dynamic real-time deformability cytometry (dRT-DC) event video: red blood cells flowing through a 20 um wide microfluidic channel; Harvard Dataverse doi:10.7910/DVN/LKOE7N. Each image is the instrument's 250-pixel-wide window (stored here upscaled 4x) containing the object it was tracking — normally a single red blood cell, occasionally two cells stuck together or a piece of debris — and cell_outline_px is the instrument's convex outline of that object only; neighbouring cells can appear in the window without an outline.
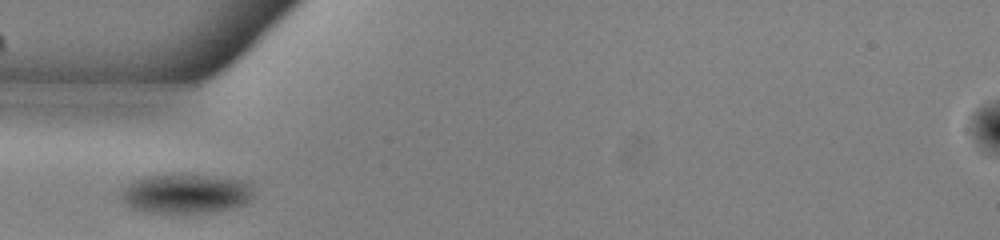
{"species": "common noctule bat (a hibernating species)", "species_latin": "Nyctalus noctula", "temperature_condition": "warm", "stored_images_in_passage": 37, "camera_frame_rate_fps": 3000, "um_per_image_px": 0.085, "animal": {"sex": "male", "body_mass_g": 13.0, "forearm_length_mm": 53.1}, "frame": {"image": 1, "passage_image": 1, "time_ms": 0.0, "image_size_px": [1000, 240], "cell_outline_px": [[256, 196], [252, 200], [232, 208], [204, 212], [144, 212], [128, 208], [120, 196], [124, 188], [128, 184], [144, 176], [212, 176], [244, 180], [252, 184]], "centroid_in_image_um": [15.84, 16.47], "position_along_channel_um": 69.2, "area_um2": 30.17}}
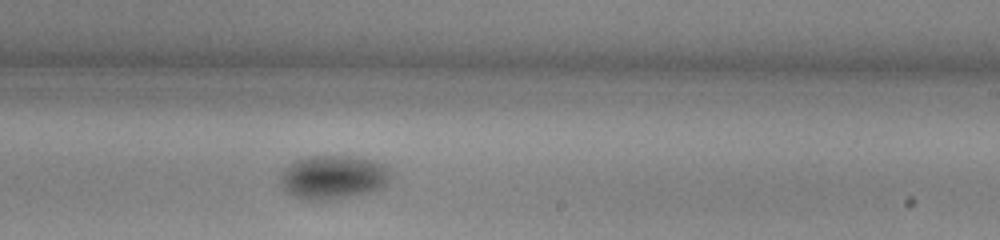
{"frame": {"image": 2, "passage_image": 16, "time_ms": 5.0, "image_size_px": [1000, 240], "cell_outline_px": [[388, 184], [384, 188], [376, 192], [328, 200], [300, 200], [292, 196], [284, 188], [280, 180], [284, 168], [296, 160], [308, 156], [352, 156], [372, 160], [384, 164], [388, 168]], "centroid_in_image_um": [28.34, 15.08], "position_along_channel_um": 260.7, "area_um2": 28.44}}
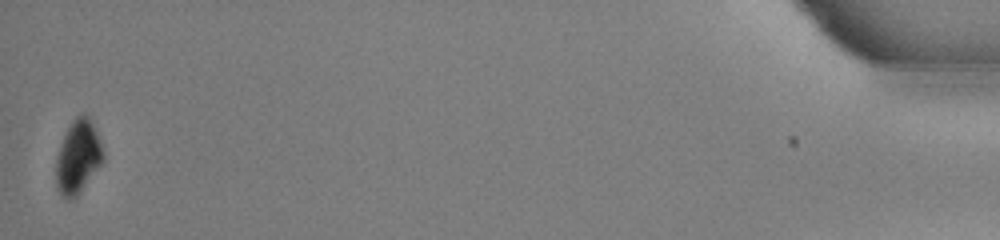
{"frame": {"image": 3, "passage_image": 37, "time_ms": 12.0, "image_size_px": [1000, 240], "cell_outline_px": [[104, 160], [80, 192], [76, 196], [68, 200], [56, 188], [56, 160], [64, 136], [68, 128], [76, 116], [88, 116], [96, 132], [104, 156]], "centroid_in_image_um": [6.62, 13.38], "position_along_channel_um": 428.6, "area_um2": 19.42}, "authors_computed_cell_mechanics": {"area_um2": 27.2816, "velocity_mm_per_s": 3.826, "shape_relaxation_time_tau1_ms": 1.2641, "shape_relaxation_time_tau2_ms": null, "deformation_change_tau1": 0.0602, "deformation_change_tau2": null}}